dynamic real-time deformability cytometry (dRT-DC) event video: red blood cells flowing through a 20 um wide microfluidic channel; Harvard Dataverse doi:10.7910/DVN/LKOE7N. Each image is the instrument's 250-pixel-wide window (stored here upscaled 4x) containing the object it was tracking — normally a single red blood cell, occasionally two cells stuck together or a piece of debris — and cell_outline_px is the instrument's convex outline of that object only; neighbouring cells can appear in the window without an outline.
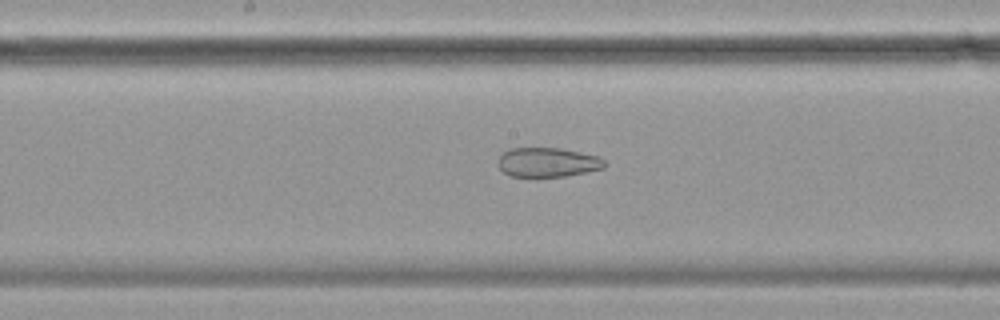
{"species": "common noctule bat (a hibernating species)", "species_latin": "Nyctalus noctula", "temperature_condition": "cold", "stored_images_in_passage": 49, "camera_frame_rate_fps": 3000, "um_per_image_px": 0.085, "animal": {"sex": "female", "body_mass_g": 19.9}, "frame": {"image": 1, "passage_image": 21, "time_ms": 6.667, "image_size_px": [1000, 320], "cell_outline_px": [[604, 168], [564, 176], [512, 176], [504, 172], [500, 168], [500, 156], [508, 148], [560, 148], [600, 156], [604, 160]], "centroid_in_image_um": [46.57, 13.78], "position_along_channel_um": 201.6, "area_um2": 17.92}}
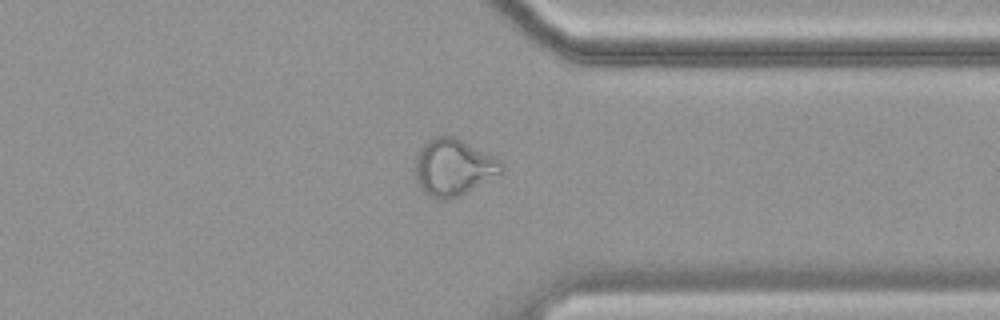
{"frame": {"image": 2, "passage_image": 36, "time_ms": 11.667, "image_size_px": [1000, 320], "cell_outline_px": [[504, 168], [500, 172], [460, 196], [448, 200], [440, 200], [428, 196], [416, 184], [416, 156], [420, 148], [428, 140], [444, 132], [504, 160]], "centroid_in_image_um": [38.52, 14.2], "position_along_channel_um": 372.9, "area_um2": 28.73}}
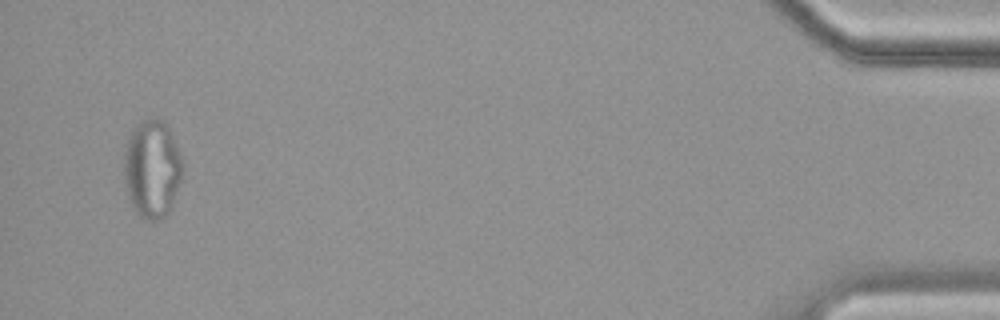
{"frame": {"image": 3, "passage_image": 47, "time_ms": 15.333, "image_size_px": [1000, 320], "cell_outline_px": [[184, 164], [180, 180], [172, 204], [168, 212], [160, 220], [148, 220], [140, 216], [132, 208], [124, 176], [124, 144], [132, 128], [140, 120], [148, 116], [156, 116], [164, 120], [168, 124]], "centroid_in_image_um": [12.91, 14.26], "position_along_channel_um": 422.3, "area_um2": 34.04}, "authors_computed_cell_mechanics": {"area_um2": 27.166, "velocity_mm_per_s": 3.4863, "shape_relaxation_time_tau1_ms": null, "shape_relaxation_time_tau2_ms": 2.429, "deformation_change_tau1": null, "deformation_change_tau2": 0.0895}}